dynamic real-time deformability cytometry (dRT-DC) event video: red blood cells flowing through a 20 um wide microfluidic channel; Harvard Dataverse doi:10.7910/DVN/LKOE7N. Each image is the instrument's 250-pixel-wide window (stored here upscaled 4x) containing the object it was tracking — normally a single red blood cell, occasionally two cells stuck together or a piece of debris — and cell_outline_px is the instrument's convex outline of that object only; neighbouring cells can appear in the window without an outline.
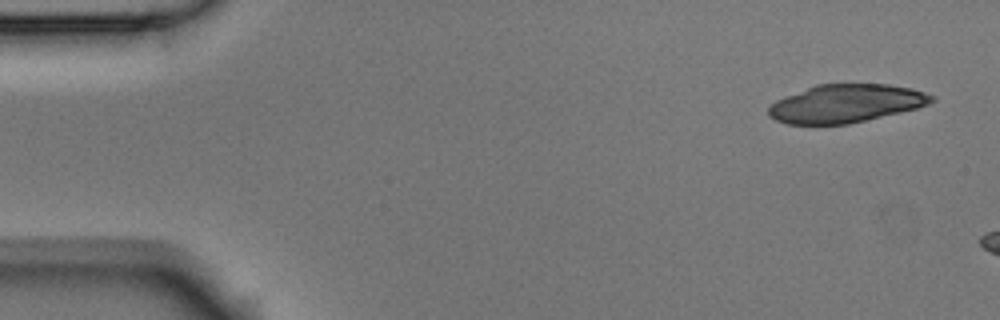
{"species": "Egyptian fruit bat (a non-hibernating species)", "species_latin": "Rousettus aegyptiacus", "temperature_condition": "room temperature", "stored_images_in_passage": 3, "camera_frame_rate_fps": 3000, "um_per_image_px": 0.085, "animal": {"sex": "male"}, "frame": {"image": 1, "passage_image": 1, "time_ms": 0.0, "image_size_px": [1000, 320], "cell_outline_px": [[936, 100], [928, 104], [916, 108], [900, 112], [848, 124], [788, 124], [776, 120], [768, 116], [768, 108], [776, 100], [784, 96], [816, 84], [888, 84], [912, 88], [936, 96]], "centroid_in_image_um": [71.9, 8.79], "position_along_channel_um": 13.1, "area_um2": 36.24}}